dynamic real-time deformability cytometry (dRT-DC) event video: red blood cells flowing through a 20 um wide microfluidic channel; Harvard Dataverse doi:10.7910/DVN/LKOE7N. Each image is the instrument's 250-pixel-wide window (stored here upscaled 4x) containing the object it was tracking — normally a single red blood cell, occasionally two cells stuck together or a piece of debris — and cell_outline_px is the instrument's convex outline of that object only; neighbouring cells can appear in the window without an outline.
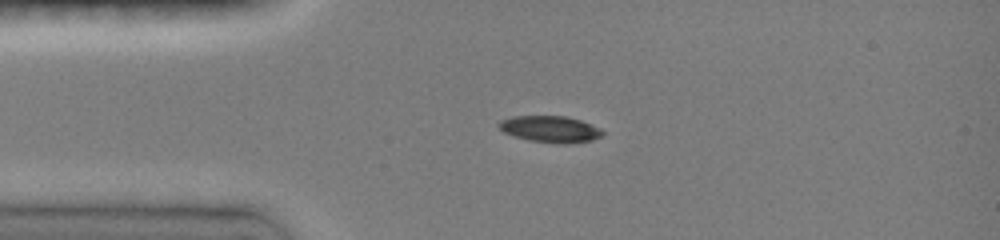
{"species": "common noctule bat (a hibernating species)", "species_latin": "Nyctalus noctula", "temperature_condition": "room temperature", "stored_images_in_passage": 13, "camera_frame_rate_fps": 3000, "um_per_image_px": 0.085, "animal": {"sex": "female", "body_mass_g": 19.0, "forearm_length_mm": 51.5}, "frame": {"image": 1, "passage_image": 6, "time_ms": 2.667, "image_size_px": [1000, 240], "cell_outline_px": [[604, 136], [592, 140], [568, 144], [560, 144], [528, 140], [504, 132], [496, 124], [500, 120], [512, 116], [568, 116], [580, 120], [600, 128], [604, 132]], "centroid_in_image_um": [46.79, 10.97], "position_along_channel_um": 38.2, "area_um2": 16.13}}
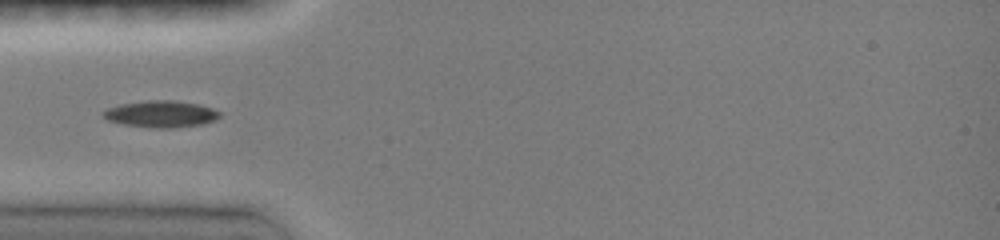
{"frame": {"image": 2, "passage_image": 8, "time_ms": 4.0, "image_size_px": [1000, 240], "cell_outline_px": [[220, 116], [216, 120], [204, 124], [172, 128], [152, 128], [124, 124], [108, 120], [104, 116], [104, 108], [120, 104], [148, 100], [176, 100], [200, 104], [212, 108], [220, 112]], "centroid_in_image_um": [13.71, 9.68], "position_along_channel_um": 71.3, "area_um2": 18.26}}
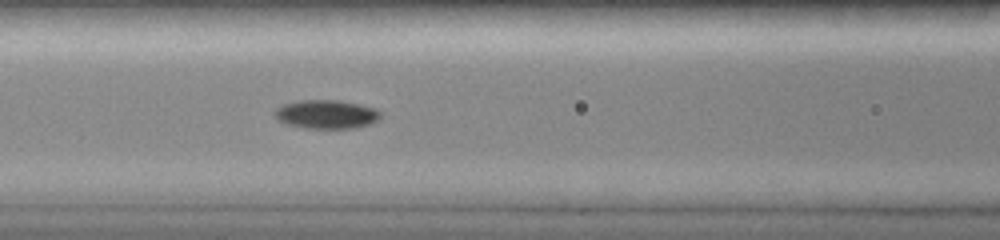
{"frame": {"image": 3, "passage_image": 11, "time_ms": 5.667, "image_size_px": [1000, 240], "cell_outline_px": [[380, 120], [372, 124], [356, 128], [304, 128], [288, 124], [280, 120], [272, 112], [276, 108], [284, 104], [300, 100], [340, 100], [360, 104], [376, 108], [380, 112]], "centroid_in_image_um": [27.79, 9.71], "position_along_channel_um": 138.8, "area_um2": 17.86}}